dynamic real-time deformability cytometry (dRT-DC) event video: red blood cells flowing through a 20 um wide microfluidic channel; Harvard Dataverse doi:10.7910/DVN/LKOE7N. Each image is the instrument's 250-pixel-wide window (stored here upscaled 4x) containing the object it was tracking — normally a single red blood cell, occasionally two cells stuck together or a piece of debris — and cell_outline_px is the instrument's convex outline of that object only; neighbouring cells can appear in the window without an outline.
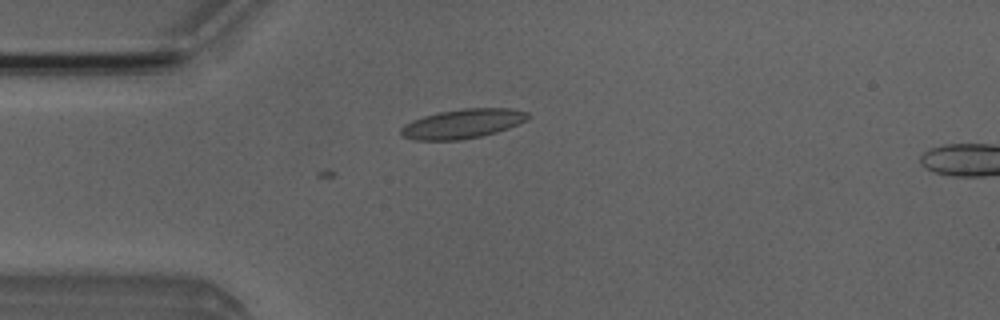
{"species": "Egyptian fruit bat (a non-hibernating species)", "species_latin": "Rousettus aegyptiacus", "temperature_condition": "room temperature", "stored_images_in_passage": 5, "camera_frame_rate_fps": 3000, "um_per_image_px": 0.085, "animal": {"sex": "male"}, "frame": {"image": 1, "passage_image": 4, "time_ms": 3.333, "image_size_px": [1000, 320], "cell_outline_px": [[528, 116], [524, 120], [508, 128], [496, 132], [480, 136], [460, 140], [412, 140], [400, 136], [400, 128], [404, 124], [412, 120], [436, 112], [464, 108], [512, 108], [528, 112]], "centroid_in_image_um": [39.25, 10.51], "position_along_channel_um": 45.8, "area_um2": 21.73}}